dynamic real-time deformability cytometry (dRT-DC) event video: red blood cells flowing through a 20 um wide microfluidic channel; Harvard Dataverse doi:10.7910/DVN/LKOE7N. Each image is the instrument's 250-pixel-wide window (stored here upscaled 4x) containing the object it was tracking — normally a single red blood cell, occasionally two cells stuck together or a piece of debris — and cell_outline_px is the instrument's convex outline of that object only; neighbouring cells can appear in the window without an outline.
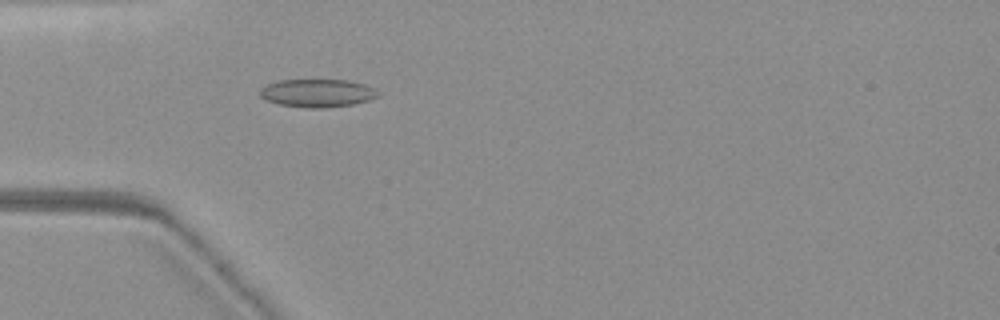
{"species": "common noctule bat (a hibernating species)", "species_latin": "Nyctalus noctula", "temperature_condition": "warm", "stored_images_in_passage": 22, "camera_frame_rate_fps": 3000, "um_per_image_px": 0.085, "animal": {"sex": "female", "body_mass_g": 19.3, "forearm_length_mm": 54.1}, "frame": {"image": 1, "passage_image": 22, "time_ms": 7.0, "image_size_px": [1000, 320], "cell_outline_px": [[380, 96], [368, 100], [352, 104], [324, 108], [304, 108], [280, 104], [264, 100], [260, 96], [260, 88], [264, 84], [276, 80], [348, 80], [364, 84], [376, 88], [380, 92]], "centroid_in_image_um": [26.96, 7.9], "position_along_channel_um": 58.0, "area_um2": 19.59}}